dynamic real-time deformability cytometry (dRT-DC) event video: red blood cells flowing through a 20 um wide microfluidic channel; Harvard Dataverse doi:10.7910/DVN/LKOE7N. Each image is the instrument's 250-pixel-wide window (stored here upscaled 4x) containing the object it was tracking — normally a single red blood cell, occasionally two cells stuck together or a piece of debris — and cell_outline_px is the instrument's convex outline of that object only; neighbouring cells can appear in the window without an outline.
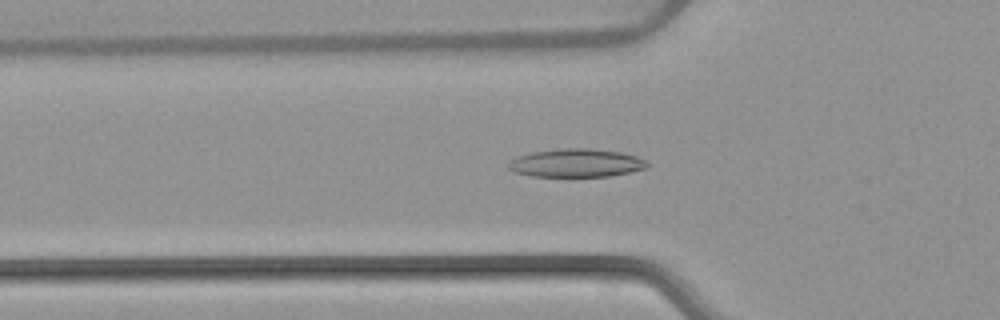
{"species": "common noctule bat (a hibernating species)", "species_latin": "Nyctalus noctula", "temperature_condition": "warm", "stored_images_in_passage": 35, "camera_frame_rate_fps": 3000, "um_per_image_px": 0.085, "animal": {"sex": "female", "body_mass_g": 22.7, "forearm_length_mm": 54.2}, "frame": {"image": 1, "passage_image": 18, "time_ms": 5.667, "image_size_px": [1000, 320], "cell_outline_px": [[648, 168], [608, 176], [532, 176], [516, 172], [508, 168], [508, 160], [516, 156], [532, 152], [560, 148], [592, 148], [620, 152], [636, 156], [648, 160]], "centroid_in_image_um": [48.97, 13.84], "position_along_channel_um": 76.8, "area_um2": 22.95}}
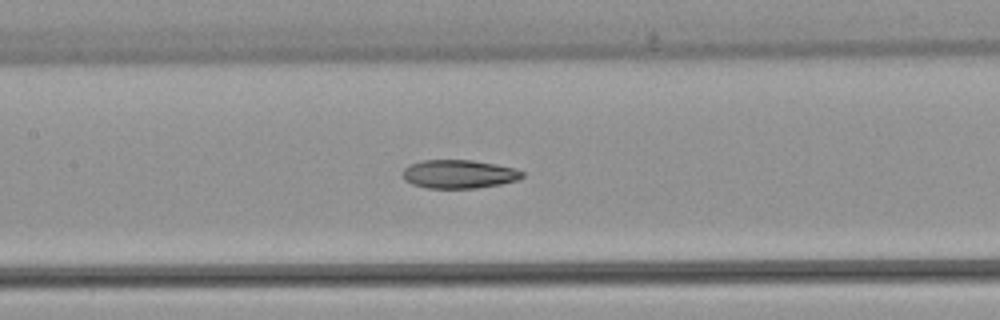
{"frame": {"image": 2, "passage_image": 25, "time_ms": 8.0, "image_size_px": [1000, 320], "cell_outline_px": [[524, 176], [516, 180], [500, 184], [476, 188], [428, 188], [412, 184], [404, 180], [404, 168], [408, 164], [420, 160], [472, 160], [496, 164], [516, 168], [524, 172]], "centroid_in_image_um": [39.0, 14.79], "position_along_channel_um": 168.4, "area_um2": 19.94}}
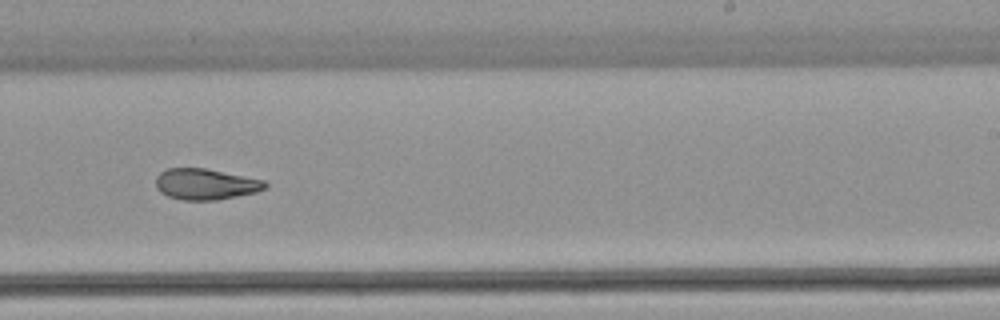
{"frame": {"image": 3, "passage_image": 33, "time_ms": 10.667, "image_size_px": [1000, 320], "cell_outline_px": [[268, 188], [256, 192], [216, 200], [184, 200], [168, 196], [160, 192], [156, 188], [156, 176], [160, 172], [168, 168], [204, 168], [264, 180], [268, 184]], "centroid_in_image_um": [17.47, 15.65], "position_along_channel_um": 271.5, "area_um2": 19.71}}